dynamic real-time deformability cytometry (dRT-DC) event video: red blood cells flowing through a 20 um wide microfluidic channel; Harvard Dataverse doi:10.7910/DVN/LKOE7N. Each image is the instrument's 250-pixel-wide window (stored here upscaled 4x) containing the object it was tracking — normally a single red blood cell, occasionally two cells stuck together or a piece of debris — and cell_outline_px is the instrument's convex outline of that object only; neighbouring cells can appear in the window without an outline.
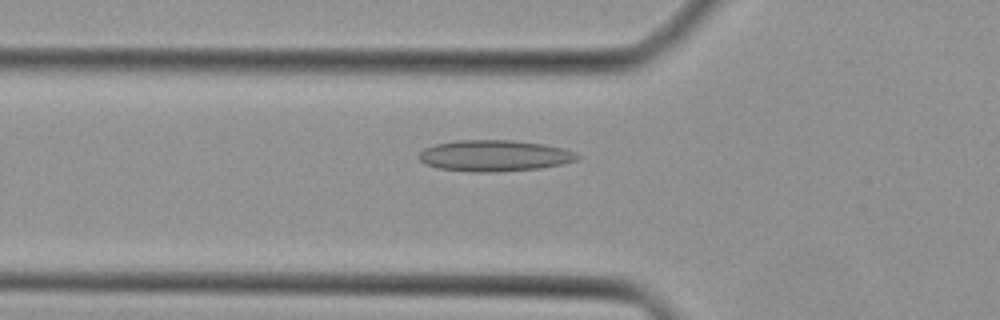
{"species": "Egyptian fruit bat (a non-hibernating species)", "species_latin": "Rousettus aegyptiacus", "temperature_condition": "cold", "stored_images_in_passage": 30, "camera_frame_rate_fps": 3000, "um_per_image_px": 0.085, "animal": {"sex": "female"}, "frame": {"image": 1, "passage_image": 4, "time_ms": 1.0, "image_size_px": [1000, 320], "cell_outline_px": [[580, 156], [576, 160], [560, 164], [540, 168], [496, 172], [468, 172], [436, 168], [424, 164], [416, 156], [424, 148], [436, 144], [456, 140], [512, 140], [544, 144], [576, 152]], "centroid_in_image_um": [41.96, 13.24], "position_along_channel_um": 83.8, "area_um2": 28.96}}
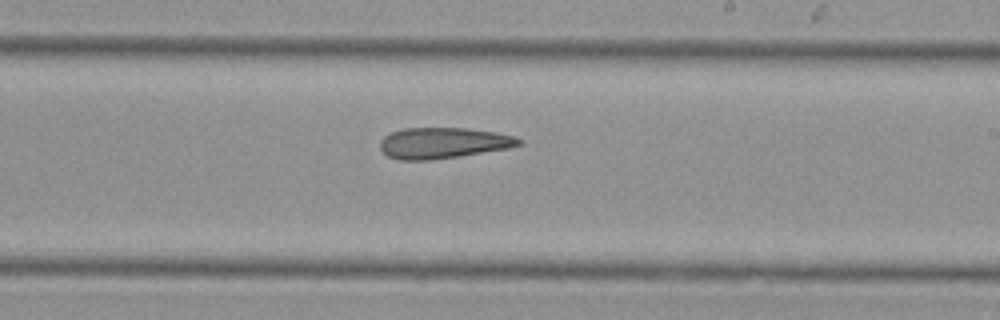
{"frame": {"image": 2, "passage_image": 15, "time_ms": 4.667, "image_size_px": [1000, 320], "cell_outline_px": [[524, 144], [508, 148], [460, 156], [432, 160], [400, 160], [388, 156], [380, 148], [380, 140], [384, 136], [392, 132], [404, 128], [468, 128], [496, 132], [516, 136], [524, 140]], "centroid_in_image_um": [37.71, 12.15], "position_along_channel_um": 251.3, "area_um2": 25.2}}
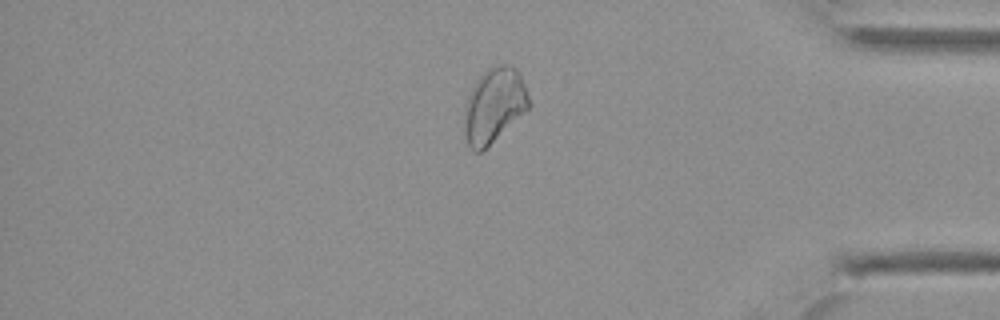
{"frame": {"image": 3, "passage_image": 26, "time_ms": 8.333, "image_size_px": [1000, 320], "cell_outline_px": [[532, 104], [524, 112], [480, 152], [476, 152], [468, 144], [464, 132], [464, 104], [476, 80], [488, 68], [496, 64], [508, 64], [516, 68], [524, 84]], "centroid_in_image_um": [41.98, 8.92], "position_along_channel_um": 393.2, "area_um2": 27.74}}